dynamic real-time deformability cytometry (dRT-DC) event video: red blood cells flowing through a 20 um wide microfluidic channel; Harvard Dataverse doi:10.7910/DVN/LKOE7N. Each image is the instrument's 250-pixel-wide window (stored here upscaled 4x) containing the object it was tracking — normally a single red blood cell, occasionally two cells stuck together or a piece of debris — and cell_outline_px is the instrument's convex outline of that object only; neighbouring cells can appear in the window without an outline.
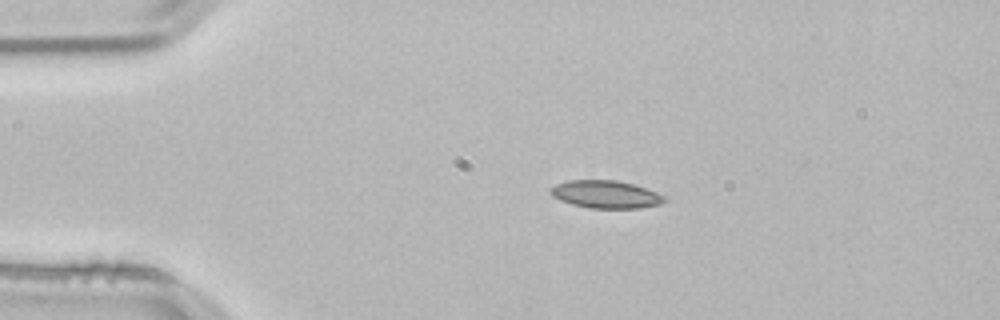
{"species": "common noctule bat (a hibernating species)", "species_latin": "Nyctalus noctula", "temperature_condition": "room temperature", "stored_images_in_passage": 43, "camera_frame_rate_fps": 3000, "um_per_image_px": 0.085, "animal": {"sex": "male", "body_mass_g": 21.5, "forearm_length_mm": 52.0}, "frame": {"image": 1, "passage_image": 1, "time_ms": 0.0, "image_size_px": [1000, 320], "cell_outline_px": [[668, 200], [660, 204], [640, 208], [588, 208], [572, 204], [560, 200], [552, 196], [548, 192], [548, 188], [556, 184], [568, 180], [616, 180], [632, 184], [668, 196]], "centroid_in_image_um": [51.48, 16.52], "position_along_channel_um": 33.5, "area_um2": 18.55}}
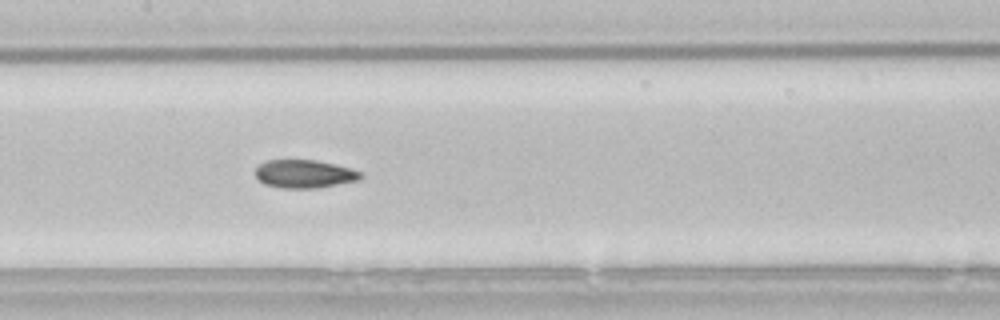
{"frame": {"image": 2, "passage_image": 16, "time_ms": 5.0, "image_size_px": [1000, 320], "cell_outline_px": [[364, 176], [360, 180], [316, 188], [280, 188], [264, 184], [256, 176], [256, 168], [264, 160], [316, 160], [336, 164], [360, 172]], "centroid_in_image_um": [25.87, 14.78], "position_along_channel_um": 181.5, "area_um2": 17.28}}
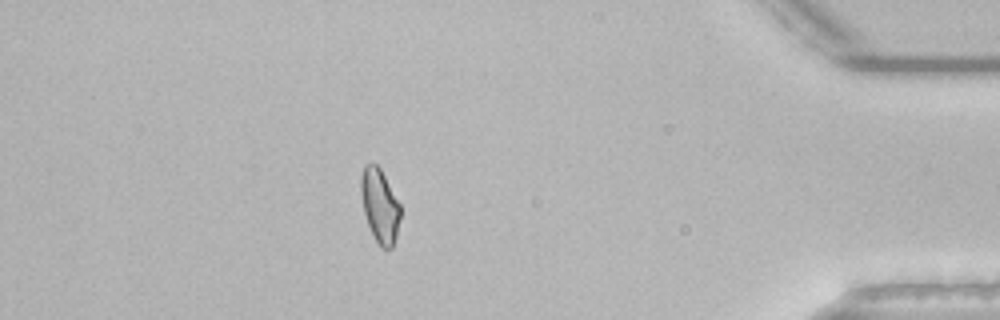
{"frame": {"image": 3, "passage_image": 37, "time_ms": 12.0, "image_size_px": [1000, 320], "cell_outline_px": [[400, 216], [396, 236], [392, 248], [380, 248], [368, 224], [364, 212], [360, 192], [360, 176], [364, 164], [372, 160], [380, 168], [400, 204]], "centroid_in_image_um": [32.26, 17.42], "position_along_channel_um": 402.9, "area_um2": 16.99}, "authors_computed_cell_mechanics": {"area_um2": 17.5134, "velocity_mm_per_s": 3.8186, "shape_relaxation_time_tau1_ms": null, "shape_relaxation_time_tau2_ms": 2.5762, "deformation_change_tau1": null, "deformation_change_tau2": 0.0846}}